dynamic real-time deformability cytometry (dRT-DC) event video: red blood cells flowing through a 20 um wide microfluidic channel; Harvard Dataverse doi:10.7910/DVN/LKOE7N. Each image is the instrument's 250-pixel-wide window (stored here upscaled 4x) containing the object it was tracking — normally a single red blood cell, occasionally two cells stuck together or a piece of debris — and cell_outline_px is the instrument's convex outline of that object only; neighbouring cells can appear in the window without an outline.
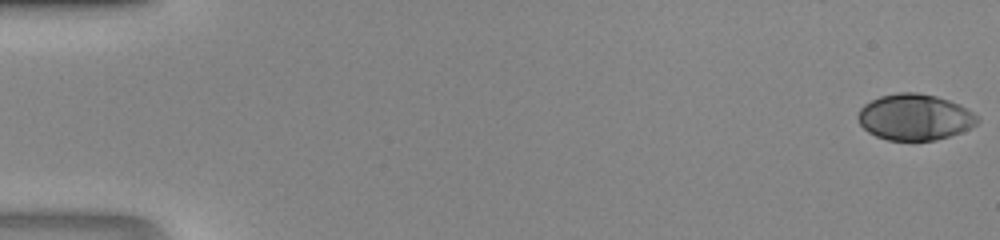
{"species": "human", "species_latin": "Homo sapiens", "temperature_condition": "room temperature", "stored_images_in_passage": 47, "camera_frame_rate_fps": 3000, "um_per_image_px": 0.085, "donor": {"sex": "male"}, "frame": {"image": 1, "passage_image": 1, "time_ms": 0.0, "image_size_px": [1000, 240], "cell_outline_px": [[980, 120], [976, 124], [960, 132], [936, 140], [888, 140], [876, 136], [868, 132], [860, 124], [856, 116], [860, 108], [864, 104], [880, 96], [896, 92], [916, 92], [936, 96], [960, 104], [980, 116]], "centroid_in_image_um": [77.75, 9.94], "position_along_channel_um": 7.3, "area_um2": 32.19}}
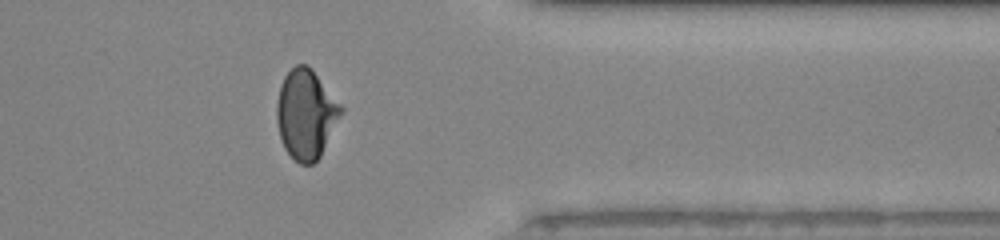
{"frame": {"image": 2, "passage_image": 39, "time_ms": 12.667, "image_size_px": [1000, 240], "cell_outline_px": [[344, 112], [320, 156], [312, 164], [300, 164], [284, 148], [280, 136], [276, 120], [276, 104], [280, 88], [284, 76], [296, 64], [308, 64], [312, 68], [344, 108]], "centroid_in_image_um": [26.02, 9.68], "position_along_channel_um": 385.4, "area_um2": 33.52}}
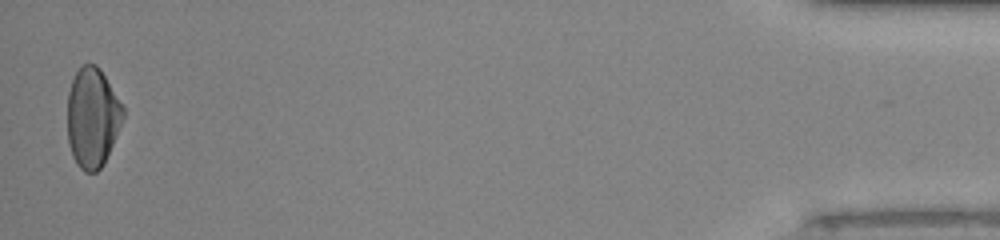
{"frame": {"image": 3, "passage_image": 47, "time_ms": 15.333, "image_size_px": [1000, 240], "cell_outline_px": [[124, 116], [104, 164], [96, 172], [84, 172], [76, 164], [72, 156], [68, 144], [68, 92], [72, 80], [76, 72], [84, 64], [96, 64], [100, 68], [124, 108]], "centroid_in_image_um": [7.84, 10.01], "position_along_channel_um": 427.4, "area_um2": 32.19}}